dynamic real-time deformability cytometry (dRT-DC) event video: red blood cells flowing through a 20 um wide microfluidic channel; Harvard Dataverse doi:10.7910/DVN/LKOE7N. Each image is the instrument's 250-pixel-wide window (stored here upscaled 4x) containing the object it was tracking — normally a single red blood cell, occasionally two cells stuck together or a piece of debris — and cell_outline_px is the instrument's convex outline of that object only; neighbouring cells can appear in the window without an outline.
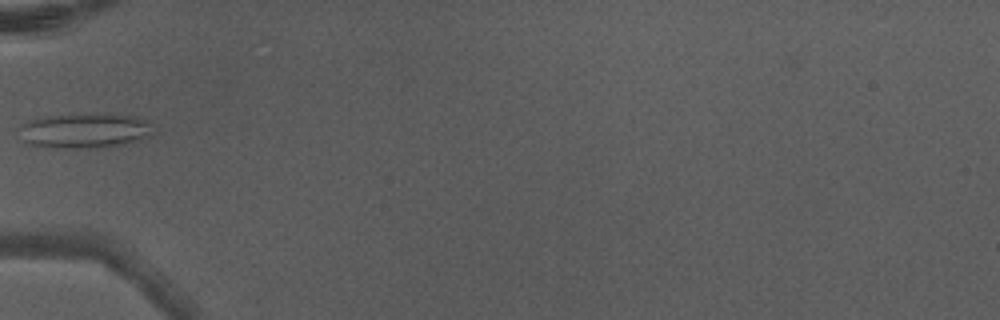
{"species": "Egyptian fruit bat (a non-hibernating species)", "species_latin": "Rousettus aegyptiacus", "temperature_condition": "warm", "stored_images_in_passage": 4, "camera_frame_rate_fps": 3000, "um_per_image_px": 0.085, "animal": {"sex": "male"}, "frame": {"image": 1, "passage_image": 4, "time_ms": 1.0, "image_size_px": [1000, 320], "cell_outline_px": [[156, 132], [152, 136], [124, 144], [92, 148], [52, 148], [28, 144], [24, 140], [16, 128], [20, 124], [36, 116], [128, 116], [152, 124]], "centroid_in_image_um": [7.11, 11.15], "position_along_channel_um": 77.9, "area_um2": 26.76}}